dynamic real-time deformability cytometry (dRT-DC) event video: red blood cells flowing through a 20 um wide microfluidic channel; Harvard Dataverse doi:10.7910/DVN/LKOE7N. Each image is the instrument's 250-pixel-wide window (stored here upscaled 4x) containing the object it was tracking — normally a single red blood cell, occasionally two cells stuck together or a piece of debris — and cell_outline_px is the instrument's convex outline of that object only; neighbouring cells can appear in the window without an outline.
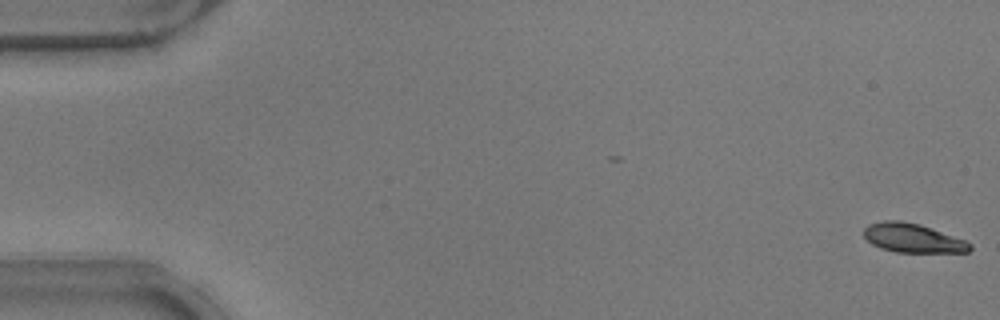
{"species": "common noctule bat (a hibernating species)", "species_latin": "Nyctalus noctula", "temperature_condition": "warm", "stored_images_in_passage": 53, "camera_frame_rate_fps": 3000, "um_per_image_px": 0.085, "animal": {"sex": "male", "body_mass_g": 17.9}, "frame": {"image": 1, "passage_image": 1, "time_ms": 0.0, "image_size_px": [1000, 320], "cell_outline_px": [[972, 248], [968, 252], [896, 252], [880, 248], [872, 244], [864, 236], [864, 228], [868, 224], [884, 220], [900, 220], [920, 224], [964, 240], [972, 244]], "centroid_in_image_um": [77.56, 20.23], "position_along_channel_um": 7.4, "area_um2": 17.86}}
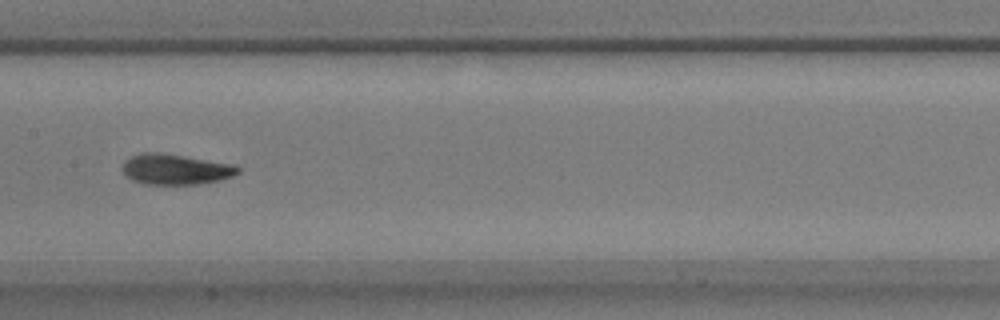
{"frame": {"image": 2, "passage_image": 27, "time_ms": 8.667, "image_size_px": [1000, 320], "cell_outline_px": [[240, 172], [232, 176], [220, 180], [196, 184], [144, 184], [132, 180], [124, 172], [124, 160], [132, 156], [144, 152], [160, 152], [236, 164], [240, 168]], "centroid_in_image_um": [14.96, 14.38], "position_along_channel_um": 192.4, "area_um2": 20.52}}
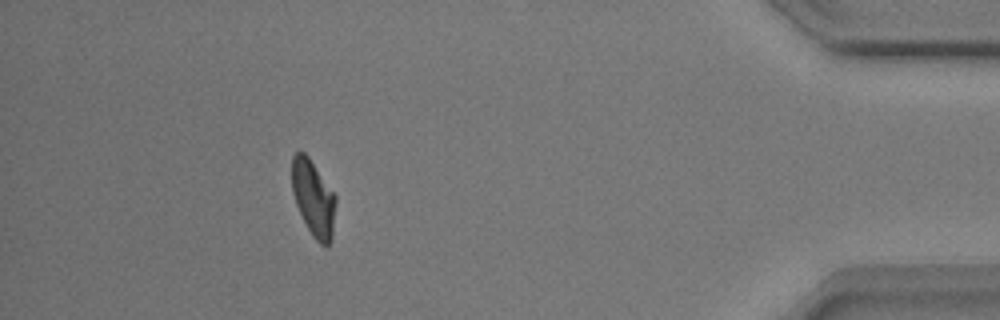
{"frame": {"image": 3, "passage_image": 48, "time_ms": 15.667, "image_size_px": [1000, 320], "cell_outline_px": [[336, 200], [332, 240], [328, 244], [320, 244], [312, 236], [296, 204], [292, 192], [292, 156], [296, 152], [304, 152], [308, 156], [336, 196]], "centroid_in_image_um": [26.64, 16.84], "position_along_channel_um": 408.6, "area_um2": 19.19}, "authors_computed_cell_mechanics": {"area_um2": 19.7098, "velocity_mm_per_s": 3.8399, "shape_relaxation_time_tau1_ms": 3.0854, "shape_relaxation_time_tau2_ms": 2.2595, "deformation_change_tau1": 0.1636, "deformation_change_tau2": 0.0872}}